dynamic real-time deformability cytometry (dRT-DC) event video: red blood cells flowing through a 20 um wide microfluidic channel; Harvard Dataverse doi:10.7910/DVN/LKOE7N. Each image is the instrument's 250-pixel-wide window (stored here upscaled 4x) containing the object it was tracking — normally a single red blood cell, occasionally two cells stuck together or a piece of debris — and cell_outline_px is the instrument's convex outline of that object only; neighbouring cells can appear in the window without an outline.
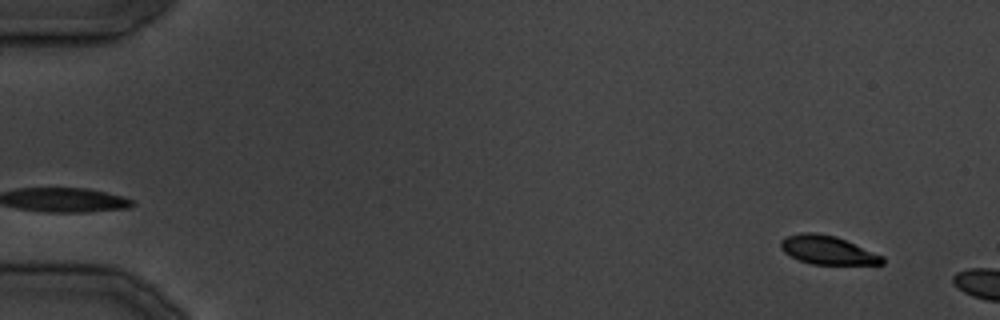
{"species": "common noctule bat (a hibernating species)", "species_latin": "Nyctalus noctula", "temperature_condition": "cold", "stored_images_in_passage": 5, "camera_frame_rate_fps": 3000, "um_per_image_px": 0.085, "animal": {"sex": "male", "body_mass_g": 19.5, "forearm_length_mm": 54.6}, "frame": {"image": 1, "passage_image": 2, "time_ms": 2.0, "image_size_px": [1000, 320], "cell_outline_px": [[884, 264], [812, 264], [800, 260], [784, 252], [780, 248], [780, 240], [788, 236], [800, 232], [816, 232], [836, 236], [884, 256]], "centroid_in_image_um": [70.34, 21.24], "position_along_channel_um": 14.7, "area_um2": 16.88}}